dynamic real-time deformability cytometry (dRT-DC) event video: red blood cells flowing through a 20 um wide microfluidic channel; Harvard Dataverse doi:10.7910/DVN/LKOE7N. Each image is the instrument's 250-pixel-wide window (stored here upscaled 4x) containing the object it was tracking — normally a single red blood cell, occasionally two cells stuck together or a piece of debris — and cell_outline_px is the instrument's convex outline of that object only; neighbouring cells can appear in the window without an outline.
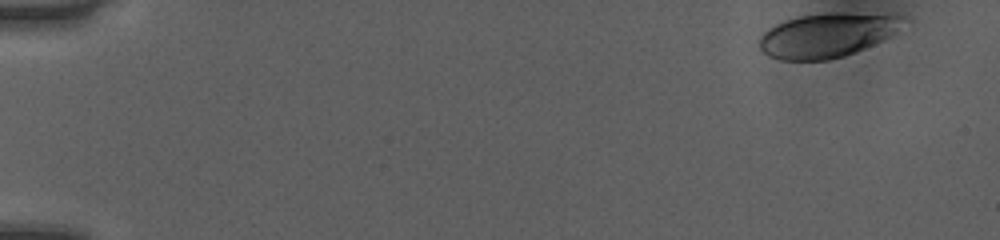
{"species": "human", "species_latin": "Homo sapiens", "temperature_condition": "room temperature", "stored_images_in_passage": 44, "camera_frame_rate_fps": 3000, "um_per_image_px": 0.085, "donor": {"sex": "female"}, "frame": {"image": 1, "passage_image": 1, "time_ms": 0.0, "image_size_px": [1000, 240], "cell_outline_px": [[912, 20], [888, 36], [872, 44], [844, 56], [828, 60], [780, 60], [768, 56], [760, 48], [760, 36], [768, 28], [776, 24], [800, 16], [828, 12], [896, 12]], "centroid_in_image_um": [70.41, 2.94], "position_along_channel_um": 14.6, "area_um2": 37.74}}
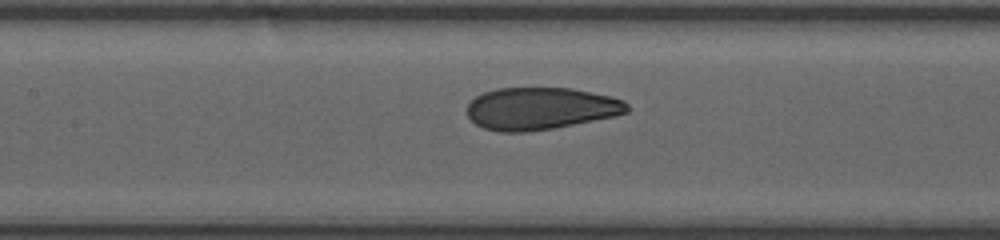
{"frame": {"image": 2, "passage_image": 23, "time_ms": 7.333, "image_size_px": [1000, 240], "cell_outline_px": [[632, 108], [628, 112], [616, 116], [552, 128], [528, 132], [500, 132], [484, 128], [476, 124], [468, 116], [468, 104], [476, 96], [484, 92], [496, 88], [572, 88], [612, 96], [624, 100]], "centroid_in_image_um": [45.99, 9.22], "position_along_channel_um": 161.4, "area_um2": 39.54}}
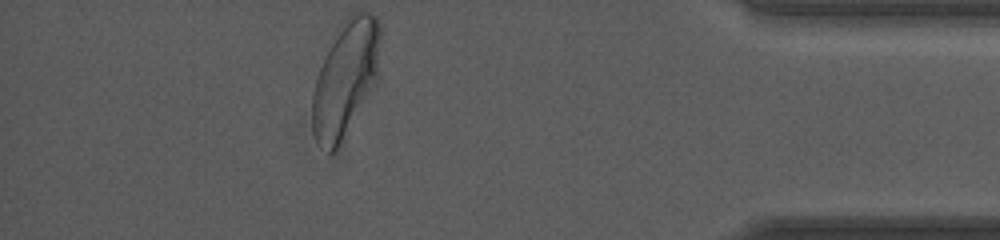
{"frame": {"image": 3, "passage_image": 44, "time_ms": 14.333, "image_size_px": [1000, 240], "cell_outline_px": [[380, 80], [336, 148], [332, 152], [328, 152], [316, 140], [312, 132], [312, 92], [324, 56], [344, 20], [352, 12], [372, 12], [376, 16], [380, 24]], "centroid_in_image_um": [29.42, 6.65], "position_along_channel_um": 405.8, "area_um2": 46.01}, "authors_computed_cell_mechanics": {"area_um2": 40.1132, "velocity_mm_per_s": 4.0307, "shape_relaxation_time_tau1_ms": 3.8522, "shape_relaxation_time_tau2_ms": 0.8125, "deformation_change_tau1": 0.1775, "deformation_change_tau2": 0.0696}}